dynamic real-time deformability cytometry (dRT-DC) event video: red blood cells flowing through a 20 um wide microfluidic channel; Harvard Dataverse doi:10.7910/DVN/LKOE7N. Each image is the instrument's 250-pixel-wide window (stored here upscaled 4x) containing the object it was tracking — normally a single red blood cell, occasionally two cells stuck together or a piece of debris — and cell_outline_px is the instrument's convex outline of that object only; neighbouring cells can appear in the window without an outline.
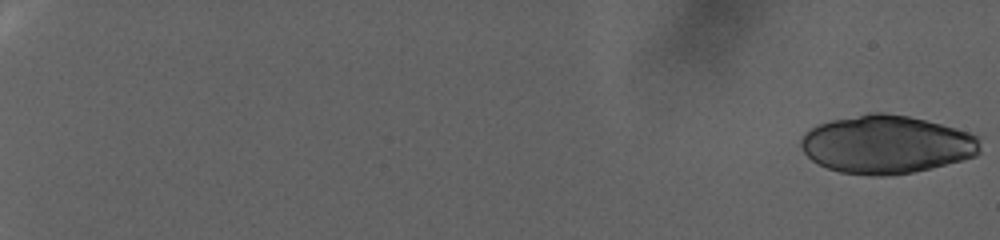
{"species": "human", "species_latin": "Homo sapiens", "temperature_condition": "warm", "stored_images_in_passage": 44, "camera_frame_rate_fps": 3000, "um_per_image_px": 0.085, "donor": {"sex": "female"}, "frame": {"image": 1, "passage_image": 1, "time_ms": 0.0, "image_size_px": [1000, 240], "cell_outline_px": [[980, 152], [976, 156], [964, 160], [912, 172], [884, 176], [872, 176], [840, 172], [828, 168], [812, 160], [804, 152], [800, 144], [800, 140], [804, 132], [820, 124], [832, 120], [868, 112], [884, 112], [908, 116], [956, 128], [968, 132], [976, 136], [980, 144]], "centroid_in_image_um": [75.34, 12.28], "position_along_channel_um": 9.7, "area_um2": 60.63}}